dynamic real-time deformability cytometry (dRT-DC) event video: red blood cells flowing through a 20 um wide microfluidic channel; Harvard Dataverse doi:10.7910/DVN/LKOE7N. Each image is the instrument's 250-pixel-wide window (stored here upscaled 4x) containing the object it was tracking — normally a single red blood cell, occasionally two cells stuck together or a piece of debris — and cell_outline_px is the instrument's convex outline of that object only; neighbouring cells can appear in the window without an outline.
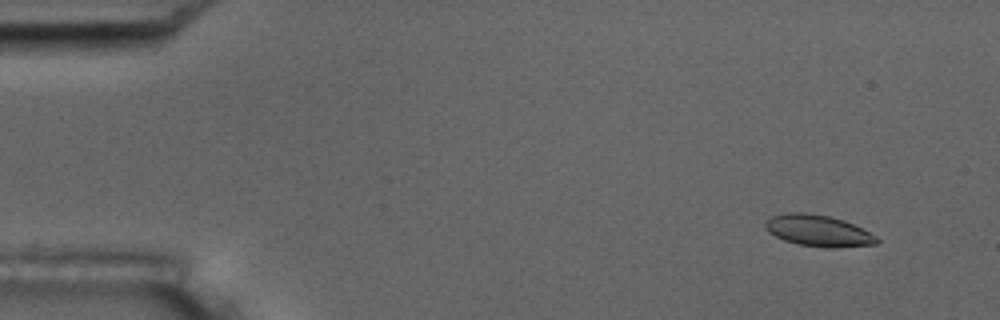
{"species": "common noctule bat (a hibernating species)", "species_latin": "Nyctalus noctula", "temperature_condition": "room temperature", "stored_images_in_passage": 6, "camera_frame_rate_fps": 3000, "um_per_image_px": 0.085, "animal": {"sex": "male", "body_mass_g": 17.5, "forearm_length_mm": 52.3}, "frame": {"image": 1, "passage_image": 2, "time_ms": 1.0, "image_size_px": [1000, 320], "cell_outline_px": [[880, 240], [876, 244], [832, 248], [828, 248], [800, 244], [784, 240], [768, 232], [764, 228], [764, 220], [772, 216], [788, 212], [804, 212], [828, 216], [844, 220], [876, 236]], "centroid_in_image_um": [69.51, 19.6], "position_along_channel_um": 15.5, "area_um2": 20.29}}
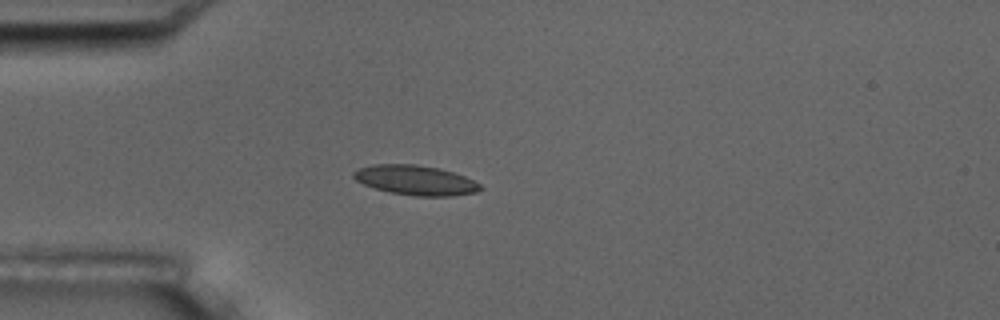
{"frame": {"image": 2, "passage_image": 5, "time_ms": 4.667, "image_size_px": [1000, 320], "cell_outline_px": [[484, 188], [476, 192], [452, 196], [416, 196], [392, 192], [376, 188], [364, 184], [356, 180], [352, 176], [352, 172], [360, 168], [372, 164], [416, 164], [440, 168], [464, 176], [480, 184]], "centroid_in_image_um": [35.33, 15.31], "position_along_channel_um": 49.7, "area_um2": 21.85}}